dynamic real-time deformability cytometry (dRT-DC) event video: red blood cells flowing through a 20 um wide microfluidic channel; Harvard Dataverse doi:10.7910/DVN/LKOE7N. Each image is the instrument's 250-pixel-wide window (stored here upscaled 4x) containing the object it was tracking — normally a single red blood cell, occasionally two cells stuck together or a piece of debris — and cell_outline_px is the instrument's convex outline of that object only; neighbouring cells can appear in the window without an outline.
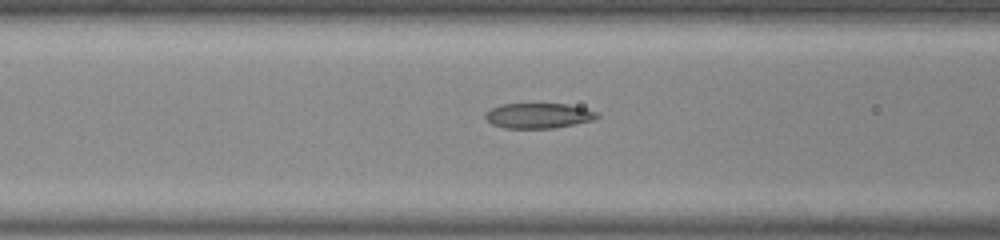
{"species": "common noctule bat (a hibernating species)", "species_latin": "Nyctalus noctula", "temperature_condition": "room temperature", "stored_images_in_passage": 44, "camera_frame_rate_fps": 3000, "um_per_image_px": 0.085, "animal": {"sex": "male", "body_mass_g": 20.0, "forearm_length_mm": 53.3}, "frame": {"image": 1, "passage_image": 19, "time_ms": 6.0, "image_size_px": [1000, 240], "cell_outline_px": [[600, 116], [592, 120], [576, 124], [552, 128], [504, 128], [492, 124], [484, 116], [484, 112], [500, 104], [568, 104], [584, 108], [596, 112]], "centroid_in_image_um": [45.75, 9.83], "position_along_channel_um": 120.9, "area_um2": 16.36}}
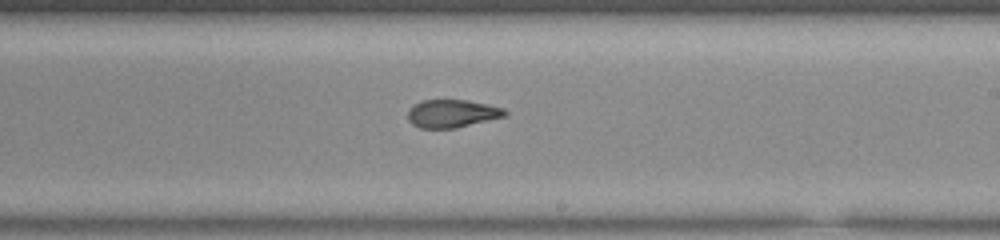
{"frame": {"image": 2, "passage_image": 29, "time_ms": 9.333, "image_size_px": [1000, 240], "cell_outline_px": [[508, 112], [504, 116], [456, 128], [420, 128], [412, 124], [408, 120], [408, 112], [420, 100], [468, 100], [504, 108]], "centroid_in_image_um": [38.42, 9.65], "position_along_channel_um": 250.6, "area_um2": 15.61}}
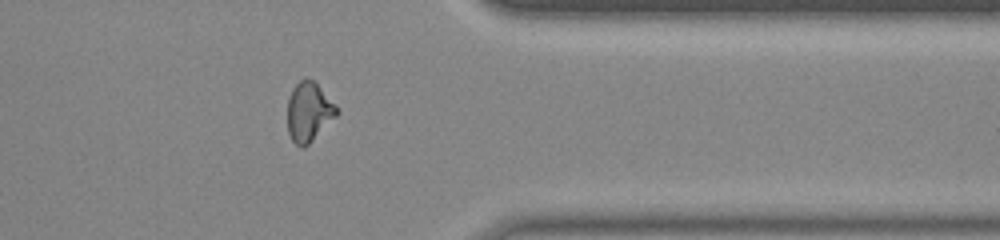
{"frame": {"image": 3, "passage_image": 40, "time_ms": 13.0, "image_size_px": [1000, 240], "cell_outline_px": [[340, 112], [304, 148], [300, 148], [292, 140], [288, 132], [288, 100], [292, 88], [300, 80], [308, 76], [316, 84]], "centroid_in_image_um": [26.21, 9.52], "position_along_channel_um": 385.2, "area_um2": 16.65}}